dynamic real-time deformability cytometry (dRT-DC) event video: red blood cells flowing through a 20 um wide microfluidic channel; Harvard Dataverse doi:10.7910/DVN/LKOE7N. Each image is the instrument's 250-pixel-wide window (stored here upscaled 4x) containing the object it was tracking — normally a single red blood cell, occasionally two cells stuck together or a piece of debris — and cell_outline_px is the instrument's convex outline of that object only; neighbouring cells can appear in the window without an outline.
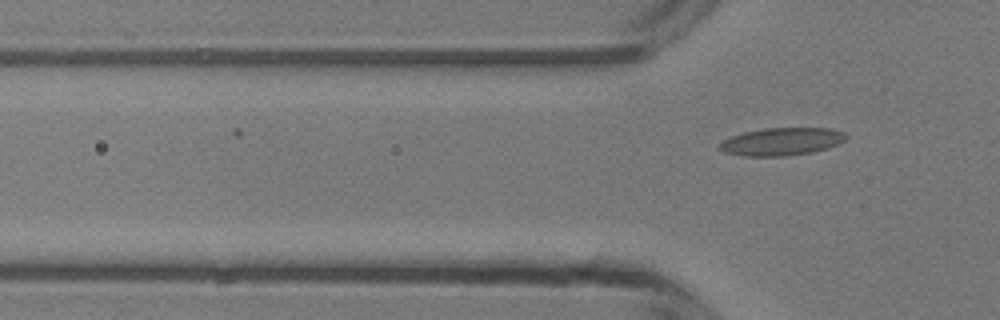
{"species": "common noctule bat (a hibernating species)", "species_latin": "Nyctalus noctula", "temperature_condition": "room temperature", "stored_images_in_passage": 3, "camera_frame_rate_fps": 3000, "um_per_image_px": 0.085, "animal": {"sex": "male", "body_mass_g": 13.3}, "frame": {"image": 1, "passage_image": 3, "time_ms": 0.667, "image_size_px": [1000, 320], "cell_outline_px": [[848, 136], [844, 140], [828, 148], [812, 152], [784, 156], [744, 156], [724, 152], [716, 144], [732, 136], [744, 132], [764, 128], [832, 128], [844, 132]], "centroid_in_image_um": [66.44, 12.03], "position_along_channel_um": 59.4, "area_um2": 20.4}}